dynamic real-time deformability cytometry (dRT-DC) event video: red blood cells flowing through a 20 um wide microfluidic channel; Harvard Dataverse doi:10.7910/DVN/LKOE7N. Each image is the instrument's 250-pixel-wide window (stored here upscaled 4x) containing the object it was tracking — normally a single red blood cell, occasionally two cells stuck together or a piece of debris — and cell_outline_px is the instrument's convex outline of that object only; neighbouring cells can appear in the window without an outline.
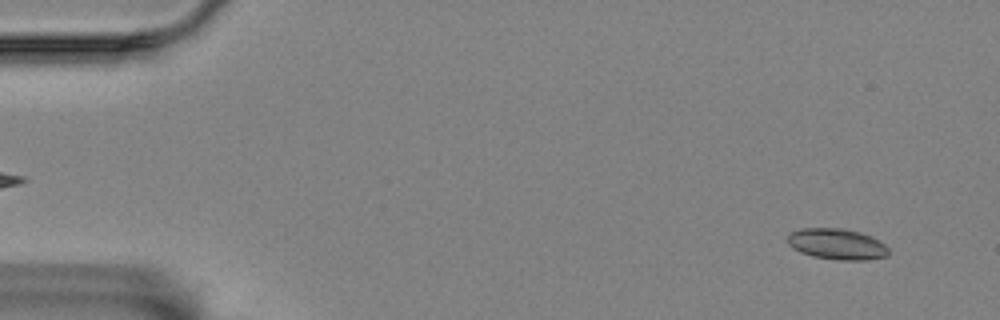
{"species": "Egyptian fruit bat (a non-hibernating species)", "species_latin": "Rousettus aegyptiacus", "temperature_condition": "room temperature", "stored_images_in_passage": 58, "camera_frame_rate_fps": 3000, "um_per_image_px": 0.085, "animal": {"sex": "female"}, "frame": {"image": 1, "passage_image": 4, "time_ms": 1.0, "image_size_px": [1000, 320], "cell_outline_px": [[888, 256], [864, 260], [840, 260], [812, 256], [800, 252], [792, 248], [788, 244], [788, 236], [792, 232], [800, 228], [840, 228], [860, 232], [872, 236], [884, 244], [888, 248]], "centroid_in_image_um": [71.14, 20.74], "position_along_channel_um": 13.9, "area_um2": 18.21}}
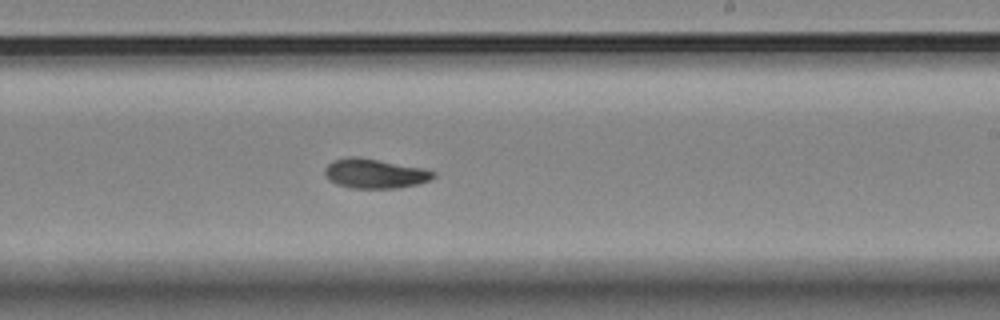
{"frame": {"image": 2, "passage_image": 35, "time_ms": 11.333, "image_size_px": [1000, 320], "cell_outline_px": [[436, 176], [428, 180], [416, 184], [400, 188], [352, 188], [336, 184], [324, 172], [324, 168], [332, 160], [348, 156], [360, 156], [424, 168], [436, 172]], "centroid_in_image_um": [31.87, 14.73], "position_along_channel_um": 257.1, "area_um2": 18.79}}
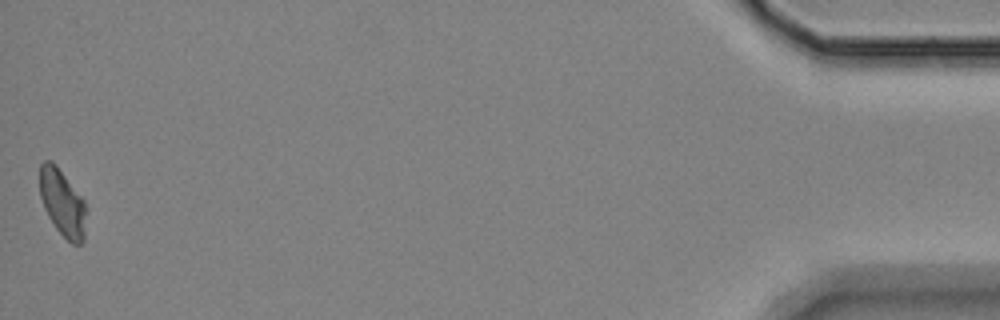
{"frame": {"image": 3, "passage_image": 58, "time_ms": 19.0, "image_size_px": [1000, 320], "cell_outline_px": [[84, 240], [80, 244], [72, 244], [56, 228], [48, 216], [44, 208], [40, 196], [40, 164], [44, 160], [52, 160], [56, 164], [84, 200]], "centroid_in_image_um": [5.27, 17.2], "position_along_channel_um": 429.9, "area_um2": 17.74}, "authors_computed_cell_mechanics": {"area_um2": 18.0914, "velocity_mm_per_s": 3.4279, "shape_relaxation_time_tau1_ms": 6.3527, "shape_relaxation_time_tau2_ms": 4.8016, "deformation_change_tau1": 0.1688, "deformation_change_tau2": 0.0941}}